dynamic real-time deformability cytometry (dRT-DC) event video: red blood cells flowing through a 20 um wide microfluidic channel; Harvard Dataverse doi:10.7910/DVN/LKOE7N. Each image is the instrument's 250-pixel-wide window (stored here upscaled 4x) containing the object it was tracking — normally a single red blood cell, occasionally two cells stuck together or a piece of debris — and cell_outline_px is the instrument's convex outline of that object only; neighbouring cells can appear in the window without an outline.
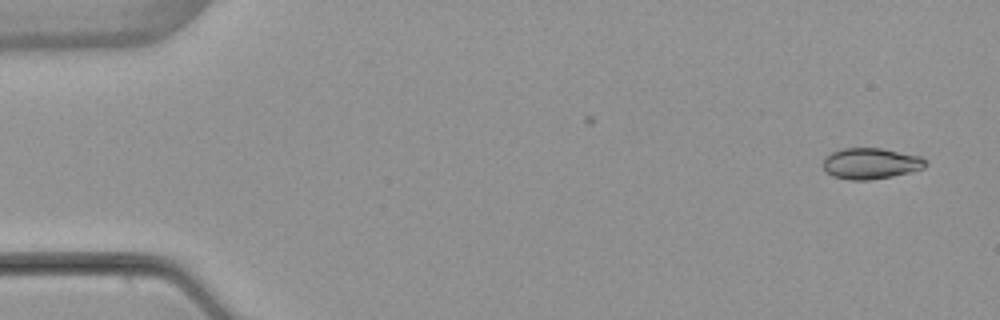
{"species": "common noctule bat (a hibernating species)", "species_latin": "Nyctalus noctula", "temperature_condition": "warm", "stored_images_in_passage": 2, "camera_frame_rate_fps": 3000, "um_per_image_px": 0.085, "animal": {"sex": "female", "body_mass_g": 22.7, "forearm_length_mm": 54.2}, "frame": {"image": 1, "passage_image": 2, "time_ms": 1.0, "image_size_px": [1000, 320], "cell_outline_px": [[928, 164], [924, 168], [912, 172], [892, 176], [868, 180], [852, 180], [832, 176], [824, 172], [824, 160], [832, 152], [844, 148], [880, 148], [920, 156], [928, 160]], "centroid_in_image_um": [74.05, 13.9], "position_along_channel_um": 11.0, "area_um2": 18.55}}